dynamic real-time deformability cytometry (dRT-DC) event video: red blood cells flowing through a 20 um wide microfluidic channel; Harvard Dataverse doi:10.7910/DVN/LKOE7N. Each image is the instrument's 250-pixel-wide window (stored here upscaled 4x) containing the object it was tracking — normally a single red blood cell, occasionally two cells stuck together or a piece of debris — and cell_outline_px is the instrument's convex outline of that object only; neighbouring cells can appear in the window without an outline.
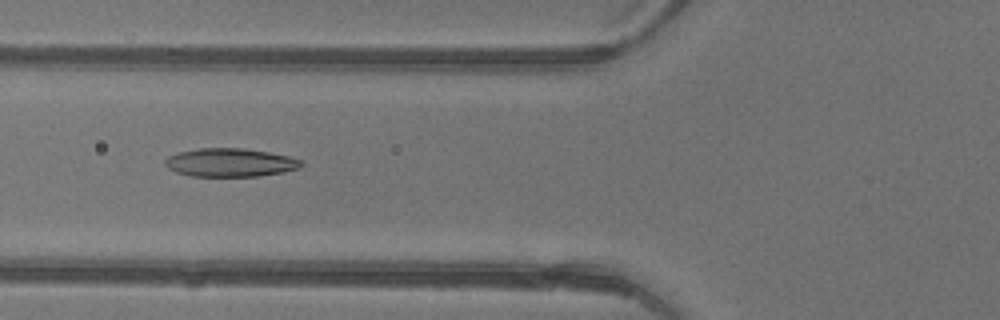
{"species": "common noctule bat (a hibernating species)", "species_latin": "Nyctalus noctula", "temperature_condition": "warm", "stored_images_in_passage": 35, "camera_frame_rate_fps": 3000, "um_per_image_px": 0.085, "animal": {"sex": "female"}, "frame": {"image": 1, "passage_image": 7, "time_ms": 2.0, "image_size_px": [1000, 320], "cell_outline_px": [[304, 164], [300, 168], [284, 172], [260, 176], [192, 176], [176, 172], [168, 168], [164, 164], [164, 160], [168, 156], [180, 152], [200, 148], [244, 148], [268, 152], [288, 156], [300, 160]], "centroid_in_image_um": [19.57, 13.82], "position_along_channel_um": 106.2, "area_um2": 22.54}}
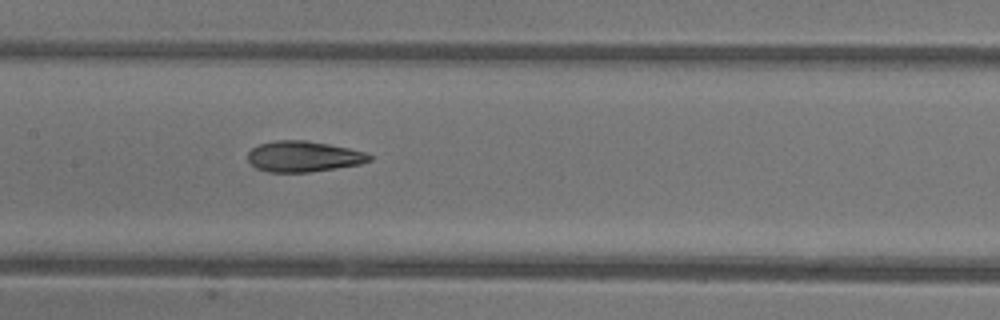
{"frame": {"image": 2, "passage_image": 12, "time_ms": 3.667, "image_size_px": [1000, 320], "cell_outline_px": [[372, 160], [360, 164], [336, 168], [308, 172], [268, 172], [256, 168], [248, 160], [248, 152], [252, 148], [260, 144], [272, 140], [304, 140], [328, 144], [348, 148], [364, 152], [372, 156]], "centroid_in_image_um": [25.78, 13.3], "position_along_channel_um": 181.6, "area_um2": 21.73}}
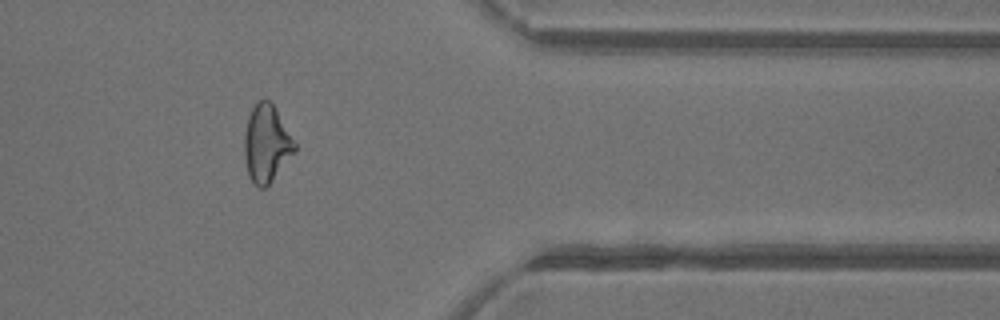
{"frame": {"image": 3, "passage_image": 27, "time_ms": 8.667, "image_size_px": [1000, 320], "cell_outline_px": [[296, 152], [268, 184], [264, 188], [260, 188], [248, 176], [244, 156], [244, 136], [248, 116], [252, 108], [260, 100], [268, 100], [272, 104], [296, 144]], "centroid_in_image_um": [22.64, 12.23], "position_along_channel_um": 388.8, "area_um2": 22.25}, "authors_computed_cell_mechanics": {"area_um2": 22.6576, "velocity_mm_per_s": 4.4862, "shape_relaxation_time_tau1_ms": 7.327, "shape_relaxation_time_tau2_ms": 2.4909, "deformation_change_tau1": 0.2247, "deformation_change_tau2": 0.092}}